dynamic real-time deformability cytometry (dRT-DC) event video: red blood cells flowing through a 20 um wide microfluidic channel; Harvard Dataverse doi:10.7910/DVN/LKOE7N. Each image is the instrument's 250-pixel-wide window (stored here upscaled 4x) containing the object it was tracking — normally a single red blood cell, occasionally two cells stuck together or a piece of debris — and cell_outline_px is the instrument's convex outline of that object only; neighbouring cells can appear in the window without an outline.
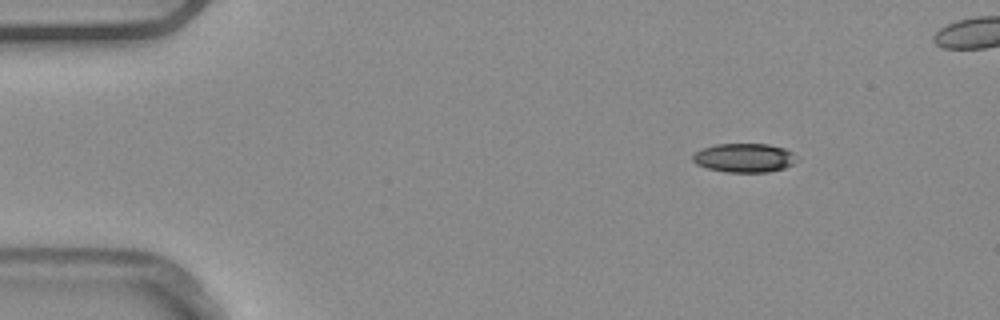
{"species": "common noctule bat (a hibernating species)", "species_latin": "Nyctalus noctula", "temperature_condition": "warm", "stored_images_in_passage": 44, "camera_frame_rate_fps": 3000, "um_per_image_px": 0.085, "animal": {"sex": "male", "body_mass_g": 20.4}, "frame": {"image": 1, "passage_image": 1, "time_ms": 0.0, "image_size_px": [1000, 320], "cell_outline_px": [[800, 160], [784, 168], [768, 172], [724, 172], [708, 168], [696, 164], [692, 160], [692, 156], [696, 152], [704, 148], [716, 144], [768, 144], [784, 148], [792, 152]], "centroid_in_image_um": [63.29, 13.42], "position_along_channel_um": 21.7, "area_um2": 17.57}}
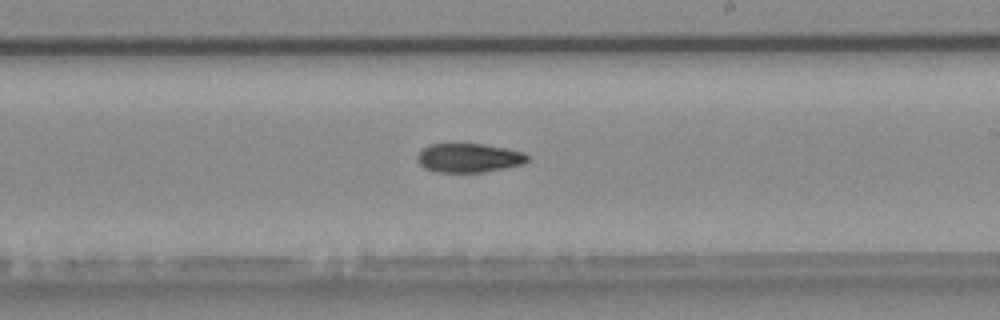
{"frame": {"image": 2, "passage_image": 25, "time_ms": 8.0, "image_size_px": [1000, 320], "cell_outline_px": [[528, 160], [524, 164], [484, 172], [436, 172], [424, 168], [416, 160], [416, 156], [428, 144], [484, 144], [524, 152], [528, 156]], "centroid_in_image_um": [39.84, 13.42], "position_along_channel_um": 249.2, "area_um2": 18.61}}
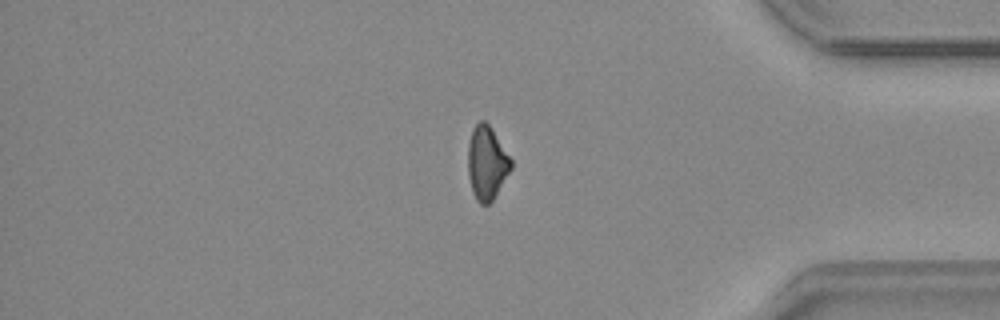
{"frame": {"image": 3, "passage_image": 38, "time_ms": 12.333, "image_size_px": [1000, 320], "cell_outline_px": [[512, 168], [492, 200], [488, 204], [480, 204], [476, 200], [472, 192], [468, 176], [468, 144], [472, 128], [480, 120], [484, 120], [492, 128], [512, 160]], "centroid_in_image_um": [41.36, 13.83], "position_along_channel_um": 393.8, "area_um2": 18.5}}